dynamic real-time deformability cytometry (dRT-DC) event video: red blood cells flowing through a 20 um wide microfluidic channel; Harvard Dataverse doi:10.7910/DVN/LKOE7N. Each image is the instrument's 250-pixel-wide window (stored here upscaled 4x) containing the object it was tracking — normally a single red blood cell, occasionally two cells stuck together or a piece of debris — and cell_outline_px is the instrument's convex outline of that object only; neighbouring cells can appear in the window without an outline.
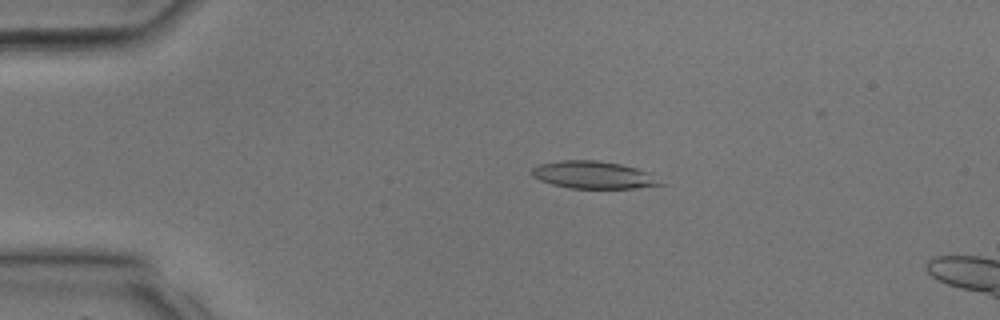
{"species": "common noctule bat (a hibernating species)", "species_latin": "Nyctalus noctula", "temperature_condition": "room temperature", "stored_images_in_passage": 29, "camera_frame_rate_fps": 3000, "um_per_image_px": 0.085, "animal": {"sex": "male", "body_mass_g": 17.9, "forearm_length_mm": 54.2}, "frame": {"image": 1, "passage_image": 6, "time_ms": 1.667, "image_size_px": [1000, 320], "cell_outline_px": [[668, 184], [636, 188], [568, 188], [552, 184], [540, 180], [532, 176], [528, 172], [532, 168], [540, 164], [564, 160], [596, 160], [620, 164], [636, 168], [648, 172]], "centroid_in_image_um": [50.45, 14.87], "position_along_channel_um": 34.5, "area_um2": 20.63}}
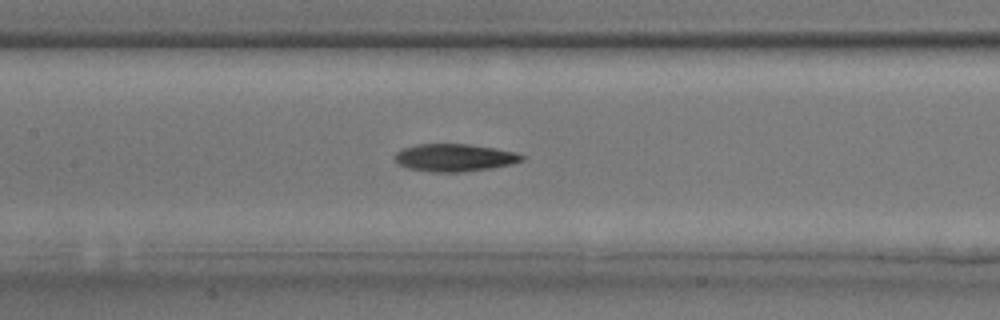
{"frame": {"image": 2, "passage_image": 15, "time_ms": 4.667, "image_size_px": [1000, 320], "cell_outline_px": [[528, 156], [524, 160], [512, 164], [492, 168], [460, 172], [428, 172], [408, 168], [396, 164], [396, 152], [404, 148], [416, 144], [468, 144], [496, 148], [516, 152]], "centroid_in_image_um": [38.67, 13.4], "position_along_channel_um": 168.7, "area_um2": 20.63}}
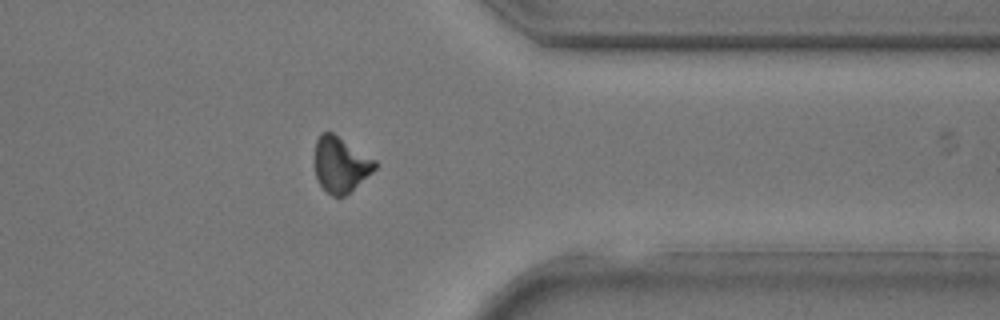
{"frame": {"image": 3, "passage_image": 26, "time_ms": 8.333, "image_size_px": [1000, 320], "cell_outline_px": [[376, 168], [372, 172], [344, 196], [332, 196], [316, 180], [316, 140], [320, 132], [332, 132], [376, 160]], "centroid_in_image_um": [28.95, 13.97], "position_along_channel_um": 382.5, "area_um2": 19.07}}